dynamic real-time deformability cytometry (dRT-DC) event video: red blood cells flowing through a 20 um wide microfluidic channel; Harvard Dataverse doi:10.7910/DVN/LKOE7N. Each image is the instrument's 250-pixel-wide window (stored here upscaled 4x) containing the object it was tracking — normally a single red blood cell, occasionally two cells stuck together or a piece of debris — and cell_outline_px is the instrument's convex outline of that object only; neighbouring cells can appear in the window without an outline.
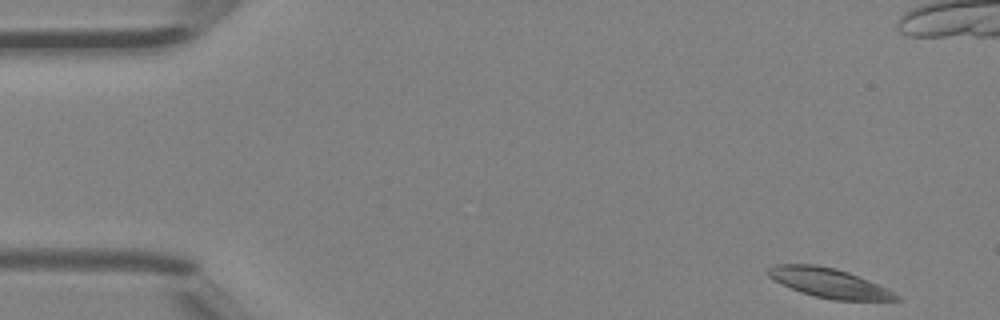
{"species": "Egyptian fruit bat (a non-hibernating species)", "species_latin": "Rousettus aegyptiacus", "temperature_condition": "room temperature", "stored_images_in_passage": 5, "camera_frame_rate_fps": 3000, "um_per_image_px": 0.085, "animal": {"sex": "female"}, "frame": {"image": 1, "passage_image": 1, "time_ms": 0.0, "image_size_px": [1000, 320], "cell_outline_px": [[904, 300], [832, 300], [800, 292], [768, 276], [764, 272], [768, 268], [776, 264], [816, 264], [836, 268], [848, 272], [868, 280], [900, 296]], "centroid_in_image_um": [70.44, 24.04], "position_along_channel_um": 14.6, "area_um2": 21.68}}